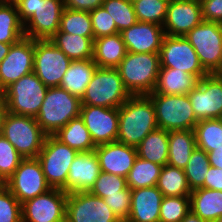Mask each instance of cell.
Masks as SVG:
<instances>
[{
	"mask_svg": "<svg viewBox=\"0 0 222 222\" xmlns=\"http://www.w3.org/2000/svg\"><path fill=\"white\" fill-rule=\"evenodd\" d=\"M189 211V196H164L160 207L159 222H181Z\"/></svg>",
	"mask_w": 222,
	"mask_h": 222,
	"instance_id": "40",
	"label": "cell"
},
{
	"mask_svg": "<svg viewBox=\"0 0 222 222\" xmlns=\"http://www.w3.org/2000/svg\"><path fill=\"white\" fill-rule=\"evenodd\" d=\"M16 6L25 37L47 40L59 30L63 0H18Z\"/></svg>",
	"mask_w": 222,
	"mask_h": 222,
	"instance_id": "2",
	"label": "cell"
},
{
	"mask_svg": "<svg viewBox=\"0 0 222 222\" xmlns=\"http://www.w3.org/2000/svg\"><path fill=\"white\" fill-rule=\"evenodd\" d=\"M101 173L98 156L94 151L79 152L70 165L66 185L67 194L89 192Z\"/></svg>",
	"mask_w": 222,
	"mask_h": 222,
	"instance_id": "20",
	"label": "cell"
},
{
	"mask_svg": "<svg viewBox=\"0 0 222 222\" xmlns=\"http://www.w3.org/2000/svg\"><path fill=\"white\" fill-rule=\"evenodd\" d=\"M24 158H37L47 134L41 129L36 118L16 115L5 111L1 133Z\"/></svg>",
	"mask_w": 222,
	"mask_h": 222,
	"instance_id": "5",
	"label": "cell"
},
{
	"mask_svg": "<svg viewBox=\"0 0 222 222\" xmlns=\"http://www.w3.org/2000/svg\"><path fill=\"white\" fill-rule=\"evenodd\" d=\"M53 136L61 143L68 145L70 148L75 149L78 152L94 151L97 147L80 116L71 119Z\"/></svg>",
	"mask_w": 222,
	"mask_h": 222,
	"instance_id": "29",
	"label": "cell"
},
{
	"mask_svg": "<svg viewBox=\"0 0 222 222\" xmlns=\"http://www.w3.org/2000/svg\"><path fill=\"white\" fill-rule=\"evenodd\" d=\"M120 34L130 53H159L166 35L163 26L140 21Z\"/></svg>",
	"mask_w": 222,
	"mask_h": 222,
	"instance_id": "21",
	"label": "cell"
},
{
	"mask_svg": "<svg viewBox=\"0 0 222 222\" xmlns=\"http://www.w3.org/2000/svg\"><path fill=\"white\" fill-rule=\"evenodd\" d=\"M80 117L96 146L117 141L119 108L81 105Z\"/></svg>",
	"mask_w": 222,
	"mask_h": 222,
	"instance_id": "18",
	"label": "cell"
},
{
	"mask_svg": "<svg viewBox=\"0 0 222 222\" xmlns=\"http://www.w3.org/2000/svg\"><path fill=\"white\" fill-rule=\"evenodd\" d=\"M66 222H121L104 199L90 192L69 193Z\"/></svg>",
	"mask_w": 222,
	"mask_h": 222,
	"instance_id": "15",
	"label": "cell"
},
{
	"mask_svg": "<svg viewBox=\"0 0 222 222\" xmlns=\"http://www.w3.org/2000/svg\"><path fill=\"white\" fill-rule=\"evenodd\" d=\"M190 210L207 222L222 216V191L197 188L190 194Z\"/></svg>",
	"mask_w": 222,
	"mask_h": 222,
	"instance_id": "27",
	"label": "cell"
},
{
	"mask_svg": "<svg viewBox=\"0 0 222 222\" xmlns=\"http://www.w3.org/2000/svg\"><path fill=\"white\" fill-rule=\"evenodd\" d=\"M81 99L61 87H49L36 121L47 135H54L80 116Z\"/></svg>",
	"mask_w": 222,
	"mask_h": 222,
	"instance_id": "4",
	"label": "cell"
},
{
	"mask_svg": "<svg viewBox=\"0 0 222 222\" xmlns=\"http://www.w3.org/2000/svg\"><path fill=\"white\" fill-rule=\"evenodd\" d=\"M3 184L21 204L52 189L37 158H24Z\"/></svg>",
	"mask_w": 222,
	"mask_h": 222,
	"instance_id": "11",
	"label": "cell"
},
{
	"mask_svg": "<svg viewBox=\"0 0 222 222\" xmlns=\"http://www.w3.org/2000/svg\"><path fill=\"white\" fill-rule=\"evenodd\" d=\"M202 187L222 191V169L210 165Z\"/></svg>",
	"mask_w": 222,
	"mask_h": 222,
	"instance_id": "47",
	"label": "cell"
},
{
	"mask_svg": "<svg viewBox=\"0 0 222 222\" xmlns=\"http://www.w3.org/2000/svg\"><path fill=\"white\" fill-rule=\"evenodd\" d=\"M210 167L208 153L202 149L195 148L184 168L189 188L195 190L204 185L205 176Z\"/></svg>",
	"mask_w": 222,
	"mask_h": 222,
	"instance_id": "37",
	"label": "cell"
},
{
	"mask_svg": "<svg viewBox=\"0 0 222 222\" xmlns=\"http://www.w3.org/2000/svg\"><path fill=\"white\" fill-rule=\"evenodd\" d=\"M78 153L53 135L46 136L37 159L51 188L62 189L66 185L70 165Z\"/></svg>",
	"mask_w": 222,
	"mask_h": 222,
	"instance_id": "10",
	"label": "cell"
},
{
	"mask_svg": "<svg viewBox=\"0 0 222 222\" xmlns=\"http://www.w3.org/2000/svg\"><path fill=\"white\" fill-rule=\"evenodd\" d=\"M72 60L50 39L34 40L33 72L49 87H60L63 76Z\"/></svg>",
	"mask_w": 222,
	"mask_h": 222,
	"instance_id": "12",
	"label": "cell"
},
{
	"mask_svg": "<svg viewBox=\"0 0 222 222\" xmlns=\"http://www.w3.org/2000/svg\"><path fill=\"white\" fill-rule=\"evenodd\" d=\"M34 40L23 37L11 45L9 53L0 62V94L22 76L33 72Z\"/></svg>",
	"mask_w": 222,
	"mask_h": 222,
	"instance_id": "17",
	"label": "cell"
},
{
	"mask_svg": "<svg viewBox=\"0 0 222 222\" xmlns=\"http://www.w3.org/2000/svg\"><path fill=\"white\" fill-rule=\"evenodd\" d=\"M50 41L71 60L93 59L94 37H83L58 30Z\"/></svg>",
	"mask_w": 222,
	"mask_h": 222,
	"instance_id": "30",
	"label": "cell"
},
{
	"mask_svg": "<svg viewBox=\"0 0 222 222\" xmlns=\"http://www.w3.org/2000/svg\"><path fill=\"white\" fill-rule=\"evenodd\" d=\"M95 152L101 171L125 178L138 157L136 147L117 141L98 145Z\"/></svg>",
	"mask_w": 222,
	"mask_h": 222,
	"instance_id": "22",
	"label": "cell"
},
{
	"mask_svg": "<svg viewBox=\"0 0 222 222\" xmlns=\"http://www.w3.org/2000/svg\"><path fill=\"white\" fill-rule=\"evenodd\" d=\"M94 39L119 33L116 23L106 9L101 6L89 11Z\"/></svg>",
	"mask_w": 222,
	"mask_h": 222,
	"instance_id": "44",
	"label": "cell"
},
{
	"mask_svg": "<svg viewBox=\"0 0 222 222\" xmlns=\"http://www.w3.org/2000/svg\"><path fill=\"white\" fill-rule=\"evenodd\" d=\"M157 128L155 106L148 95H131L119 107L117 142L137 147Z\"/></svg>",
	"mask_w": 222,
	"mask_h": 222,
	"instance_id": "1",
	"label": "cell"
},
{
	"mask_svg": "<svg viewBox=\"0 0 222 222\" xmlns=\"http://www.w3.org/2000/svg\"><path fill=\"white\" fill-rule=\"evenodd\" d=\"M105 203L113 211L121 222H126L131 209V189L127 187L120 194L105 196Z\"/></svg>",
	"mask_w": 222,
	"mask_h": 222,
	"instance_id": "45",
	"label": "cell"
},
{
	"mask_svg": "<svg viewBox=\"0 0 222 222\" xmlns=\"http://www.w3.org/2000/svg\"><path fill=\"white\" fill-rule=\"evenodd\" d=\"M137 156L158 165L168 164V132L157 128L136 147Z\"/></svg>",
	"mask_w": 222,
	"mask_h": 222,
	"instance_id": "31",
	"label": "cell"
},
{
	"mask_svg": "<svg viewBox=\"0 0 222 222\" xmlns=\"http://www.w3.org/2000/svg\"><path fill=\"white\" fill-rule=\"evenodd\" d=\"M5 104L3 103V100L1 98V95H0V133H1V123H2V118H3V115L5 113Z\"/></svg>",
	"mask_w": 222,
	"mask_h": 222,
	"instance_id": "52",
	"label": "cell"
},
{
	"mask_svg": "<svg viewBox=\"0 0 222 222\" xmlns=\"http://www.w3.org/2000/svg\"><path fill=\"white\" fill-rule=\"evenodd\" d=\"M220 76H222V56H221V62H220Z\"/></svg>",
	"mask_w": 222,
	"mask_h": 222,
	"instance_id": "54",
	"label": "cell"
},
{
	"mask_svg": "<svg viewBox=\"0 0 222 222\" xmlns=\"http://www.w3.org/2000/svg\"><path fill=\"white\" fill-rule=\"evenodd\" d=\"M47 89L48 87L32 72L9 85L0 95L7 112L36 117Z\"/></svg>",
	"mask_w": 222,
	"mask_h": 222,
	"instance_id": "6",
	"label": "cell"
},
{
	"mask_svg": "<svg viewBox=\"0 0 222 222\" xmlns=\"http://www.w3.org/2000/svg\"><path fill=\"white\" fill-rule=\"evenodd\" d=\"M181 222H207L203 220L201 217L197 216L191 210L187 213V215L181 220Z\"/></svg>",
	"mask_w": 222,
	"mask_h": 222,
	"instance_id": "50",
	"label": "cell"
},
{
	"mask_svg": "<svg viewBox=\"0 0 222 222\" xmlns=\"http://www.w3.org/2000/svg\"><path fill=\"white\" fill-rule=\"evenodd\" d=\"M148 96L155 106L158 128L167 132L194 130L199 122L193 112L188 94H148Z\"/></svg>",
	"mask_w": 222,
	"mask_h": 222,
	"instance_id": "8",
	"label": "cell"
},
{
	"mask_svg": "<svg viewBox=\"0 0 222 222\" xmlns=\"http://www.w3.org/2000/svg\"><path fill=\"white\" fill-rule=\"evenodd\" d=\"M59 30L83 37H94L89 11L72 10L64 7Z\"/></svg>",
	"mask_w": 222,
	"mask_h": 222,
	"instance_id": "36",
	"label": "cell"
},
{
	"mask_svg": "<svg viewBox=\"0 0 222 222\" xmlns=\"http://www.w3.org/2000/svg\"><path fill=\"white\" fill-rule=\"evenodd\" d=\"M202 21L200 0H170L163 29L169 36H185Z\"/></svg>",
	"mask_w": 222,
	"mask_h": 222,
	"instance_id": "19",
	"label": "cell"
},
{
	"mask_svg": "<svg viewBox=\"0 0 222 222\" xmlns=\"http://www.w3.org/2000/svg\"><path fill=\"white\" fill-rule=\"evenodd\" d=\"M25 37L15 3L0 2V42L16 43Z\"/></svg>",
	"mask_w": 222,
	"mask_h": 222,
	"instance_id": "32",
	"label": "cell"
},
{
	"mask_svg": "<svg viewBox=\"0 0 222 222\" xmlns=\"http://www.w3.org/2000/svg\"><path fill=\"white\" fill-rule=\"evenodd\" d=\"M104 0H63L64 7L72 10L92 11L103 5Z\"/></svg>",
	"mask_w": 222,
	"mask_h": 222,
	"instance_id": "48",
	"label": "cell"
},
{
	"mask_svg": "<svg viewBox=\"0 0 222 222\" xmlns=\"http://www.w3.org/2000/svg\"><path fill=\"white\" fill-rule=\"evenodd\" d=\"M198 121L222 118V76L208 74L188 93Z\"/></svg>",
	"mask_w": 222,
	"mask_h": 222,
	"instance_id": "16",
	"label": "cell"
},
{
	"mask_svg": "<svg viewBox=\"0 0 222 222\" xmlns=\"http://www.w3.org/2000/svg\"><path fill=\"white\" fill-rule=\"evenodd\" d=\"M208 74L220 75L222 24L202 21L185 35Z\"/></svg>",
	"mask_w": 222,
	"mask_h": 222,
	"instance_id": "9",
	"label": "cell"
},
{
	"mask_svg": "<svg viewBox=\"0 0 222 222\" xmlns=\"http://www.w3.org/2000/svg\"><path fill=\"white\" fill-rule=\"evenodd\" d=\"M130 96L117 68L97 67L81 98V105L119 108Z\"/></svg>",
	"mask_w": 222,
	"mask_h": 222,
	"instance_id": "7",
	"label": "cell"
},
{
	"mask_svg": "<svg viewBox=\"0 0 222 222\" xmlns=\"http://www.w3.org/2000/svg\"><path fill=\"white\" fill-rule=\"evenodd\" d=\"M208 159L211 166L222 169V147L208 152Z\"/></svg>",
	"mask_w": 222,
	"mask_h": 222,
	"instance_id": "49",
	"label": "cell"
},
{
	"mask_svg": "<svg viewBox=\"0 0 222 222\" xmlns=\"http://www.w3.org/2000/svg\"><path fill=\"white\" fill-rule=\"evenodd\" d=\"M204 21L222 24V0H200Z\"/></svg>",
	"mask_w": 222,
	"mask_h": 222,
	"instance_id": "46",
	"label": "cell"
},
{
	"mask_svg": "<svg viewBox=\"0 0 222 222\" xmlns=\"http://www.w3.org/2000/svg\"><path fill=\"white\" fill-rule=\"evenodd\" d=\"M161 67L183 70L199 80L208 75L198 55L185 36L165 35L159 51Z\"/></svg>",
	"mask_w": 222,
	"mask_h": 222,
	"instance_id": "13",
	"label": "cell"
},
{
	"mask_svg": "<svg viewBox=\"0 0 222 222\" xmlns=\"http://www.w3.org/2000/svg\"><path fill=\"white\" fill-rule=\"evenodd\" d=\"M199 79L185 71L161 67L154 90L150 94L185 95L193 90Z\"/></svg>",
	"mask_w": 222,
	"mask_h": 222,
	"instance_id": "24",
	"label": "cell"
},
{
	"mask_svg": "<svg viewBox=\"0 0 222 222\" xmlns=\"http://www.w3.org/2000/svg\"><path fill=\"white\" fill-rule=\"evenodd\" d=\"M194 133L197 148L208 153L222 147V118L200 120Z\"/></svg>",
	"mask_w": 222,
	"mask_h": 222,
	"instance_id": "35",
	"label": "cell"
},
{
	"mask_svg": "<svg viewBox=\"0 0 222 222\" xmlns=\"http://www.w3.org/2000/svg\"><path fill=\"white\" fill-rule=\"evenodd\" d=\"M102 6L113 18L119 33L138 22L130 0H104Z\"/></svg>",
	"mask_w": 222,
	"mask_h": 222,
	"instance_id": "39",
	"label": "cell"
},
{
	"mask_svg": "<svg viewBox=\"0 0 222 222\" xmlns=\"http://www.w3.org/2000/svg\"><path fill=\"white\" fill-rule=\"evenodd\" d=\"M24 157L0 134V182L3 184L17 169Z\"/></svg>",
	"mask_w": 222,
	"mask_h": 222,
	"instance_id": "41",
	"label": "cell"
},
{
	"mask_svg": "<svg viewBox=\"0 0 222 222\" xmlns=\"http://www.w3.org/2000/svg\"><path fill=\"white\" fill-rule=\"evenodd\" d=\"M194 130L168 132V165L184 169L196 148Z\"/></svg>",
	"mask_w": 222,
	"mask_h": 222,
	"instance_id": "28",
	"label": "cell"
},
{
	"mask_svg": "<svg viewBox=\"0 0 222 222\" xmlns=\"http://www.w3.org/2000/svg\"><path fill=\"white\" fill-rule=\"evenodd\" d=\"M18 0H0V2H4V3H15L17 2Z\"/></svg>",
	"mask_w": 222,
	"mask_h": 222,
	"instance_id": "53",
	"label": "cell"
},
{
	"mask_svg": "<svg viewBox=\"0 0 222 222\" xmlns=\"http://www.w3.org/2000/svg\"><path fill=\"white\" fill-rule=\"evenodd\" d=\"M215 222H222V216L215 220Z\"/></svg>",
	"mask_w": 222,
	"mask_h": 222,
	"instance_id": "55",
	"label": "cell"
},
{
	"mask_svg": "<svg viewBox=\"0 0 222 222\" xmlns=\"http://www.w3.org/2000/svg\"><path fill=\"white\" fill-rule=\"evenodd\" d=\"M126 53L120 33L94 39L93 61L97 67L117 68Z\"/></svg>",
	"mask_w": 222,
	"mask_h": 222,
	"instance_id": "25",
	"label": "cell"
},
{
	"mask_svg": "<svg viewBox=\"0 0 222 222\" xmlns=\"http://www.w3.org/2000/svg\"><path fill=\"white\" fill-rule=\"evenodd\" d=\"M163 166L137 157L126 181L131 190L156 186Z\"/></svg>",
	"mask_w": 222,
	"mask_h": 222,
	"instance_id": "34",
	"label": "cell"
},
{
	"mask_svg": "<svg viewBox=\"0 0 222 222\" xmlns=\"http://www.w3.org/2000/svg\"><path fill=\"white\" fill-rule=\"evenodd\" d=\"M159 53H130L117 67L125 89L130 95L153 92L160 72Z\"/></svg>",
	"mask_w": 222,
	"mask_h": 222,
	"instance_id": "3",
	"label": "cell"
},
{
	"mask_svg": "<svg viewBox=\"0 0 222 222\" xmlns=\"http://www.w3.org/2000/svg\"><path fill=\"white\" fill-rule=\"evenodd\" d=\"M170 0L132 1L137 20L163 26Z\"/></svg>",
	"mask_w": 222,
	"mask_h": 222,
	"instance_id": "38",
	"label": "cell"
},
{
	"mask_svg": "<svg viewBox=\"0 0 222 222\" xmlns=\"http://www.w3.org/2000/svg\"><path fill=\"white\" fill-rule=\"evenodd\" d=\"M0 222H22L21 203L0 184Z\"/></svg>",
	"mask_w": 222,
	"mask_h": 222,
	"instance_id": "43",
	"label": "cell"
},
{
	"mask_svg": "<svg viewBox=\"0 0 222 222\" xmlns=\"http://www.w3.org/2000/svg\"><path fill=\"white\" fill-rule=\"evenodd\" d=\"M163 197L156 186L131 190V209L126 222H159Z\"/></svg>",
	"mask_w": 222,
	"mask_h": 222,
	"instance_id": "23",
	"label": "cell"
},
{
	"mask_svg": "<svg viewBox=\"0 0 222 222\" xmlns=\"http://www.w3.org/2000/svg\"><path fill=\"white\" fill-rule=\"evenodd\" d=\"M68 194L59 188L21 204L22 222H66Z\"/></svg>",
	"mask_w": 222,
	"mask_h": 222,
	"instance_id": "14",
	"label": "cell"
},
{
	"mask_svg": "<svg viewBox=\"0 0 222 222\" xmlns=\"http://www.w3.org/2000/svg\"><path fill=\"white\" fill-rule=\"evenodd\" d=\"M156 187L163 196H190L191 189L188 186L184 169L164 165Z\"/></svg>",
	"mask_w": 222,
	"mask_h": 222,
	"instance_id": "33",
	"label": "cell"
},
{
	"mask_svg": "<svg viewBox=\"0 0 222 222\" xmlns=\"http://www.w3.org/2000/svg\"><path fill=\"white\" fill-rule=\"evenodd\" d=\"M12 44H14V43H3V42H0V62L9 53V50H10Z\"/></svg>",
	"mask_w": 222,
	"mask_h": 222,
	"instance_id": "51",
	"label": "cell"
},
{
	"mask_svg": "<svg viewBox=\"0 0 222 222\" xmlns=\"http://www.w3.org/2000/svg\"><path fill=\"white\" fill-rule=\"evenodd\" d=\"M127 187L125 177L101 171L89 192L95 196L104 198L108 195L120 194V191Z\"/></svg>",
	"mask_w": 222,
	"mask_h": 222,
	"instance_id": "42",
	"label": "cell"
},
{
	"mask_svg": "<svg viewBox=\"0 0 222 222\" xmlns=\"http://www.w3.org/2000/svg\"><path fill=\"white\" fill-rule=\"evenodd\" d=\"M97 69L93 59L72 60L65 72L60 87L80 99Z\"/></svg>",
	"mask_w": 222,
	"mask_h": 222,
	"instance_id": "26",
	"label": "cell"
}]
</instances>
